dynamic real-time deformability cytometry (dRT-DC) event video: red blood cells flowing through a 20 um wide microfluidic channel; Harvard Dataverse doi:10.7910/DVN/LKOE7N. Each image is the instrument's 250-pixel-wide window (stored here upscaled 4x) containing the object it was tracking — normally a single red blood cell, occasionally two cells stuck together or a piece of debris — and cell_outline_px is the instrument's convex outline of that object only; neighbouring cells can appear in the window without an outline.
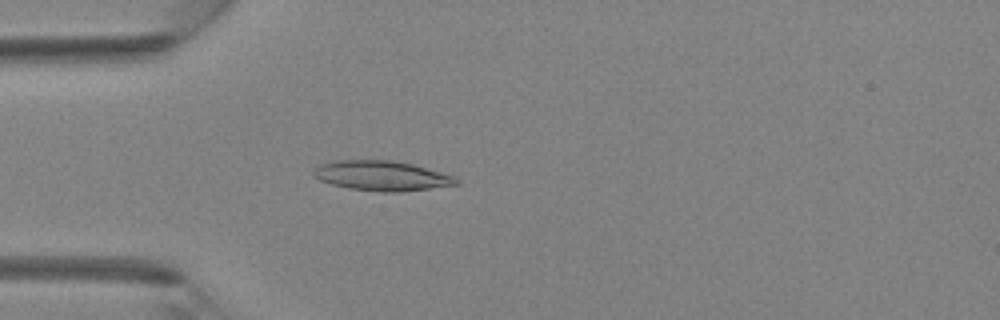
{"species": "Egyptian fruit bat (a non-hibernating species)", "species_latin": "Rousettus aegyptiacus", "temperature_condition": "room temperature", "stored_images_in_passage": 41, "camera_frame_rate_fps": 3000, "um_per_image_px": 0.085, "animal": {"sex": "female"}, "frame": {"image": 1, "passage_image": 12, "time_ms": 3.667, "image_size_px": [1000, 320], "cell_outline_px": [[460, 184], [400, 192], [380, 192], [348, 188], [332, 184], [320, 180], [312, 176], [312, 168], [320, 164], [336, 160], [392, 160], [412, 164], [456, 176], [460, 180]], "centroid_in_image_um": [32.44, 14.94], "position_along_channel_um": 52.6, "area_um2": 25.09}}
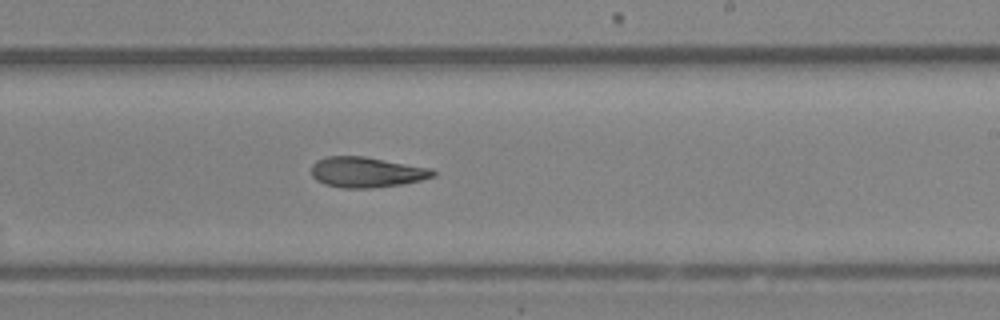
{"frame": {"image": 2, "passage_image": 25, "time_ms": 8.0, "image_size_px": [1000, 320], "cell_outline_px": [[436, 176], [420, 180], [400, 184], [372, 188], [340, 188], [324, 184], [316, 180], [312, 176], [312, 164], [316, 160], [328, 156], [364, 156], [432, 168], [436, 172]], "centroid_in_image_um": [31.15, 14.63], "position_along_channel_um": 257.9, "area_um2": 21.68}}
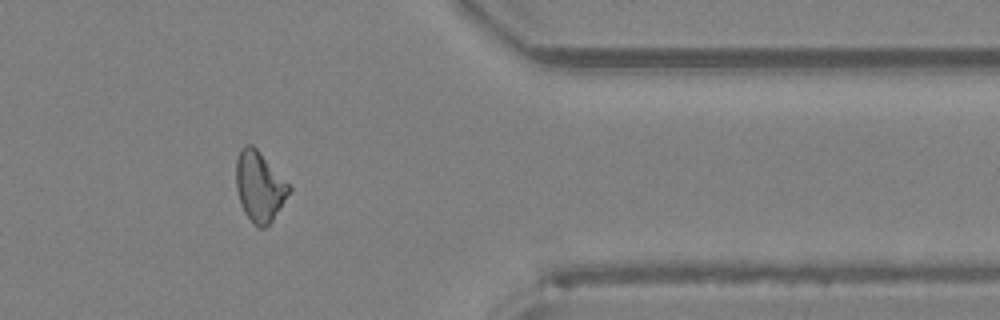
{"frame": {"image": 3, "passage_image": 34, "time_ms": 11.0, "image_size_px": [1000, 320], "cell_outline_px": [[292, 188], [272, 220], [264, 228], [260, 228], [252, 224], [244, 212], [240, 204], [236, 188], [236, 160], [240, 148], [244, 144], [252, 144], [256, 148]], "centroid_in_image_um": [22.01, 15.85], "position_along_channel_um": 389.4, "area_um2": 21.44}}